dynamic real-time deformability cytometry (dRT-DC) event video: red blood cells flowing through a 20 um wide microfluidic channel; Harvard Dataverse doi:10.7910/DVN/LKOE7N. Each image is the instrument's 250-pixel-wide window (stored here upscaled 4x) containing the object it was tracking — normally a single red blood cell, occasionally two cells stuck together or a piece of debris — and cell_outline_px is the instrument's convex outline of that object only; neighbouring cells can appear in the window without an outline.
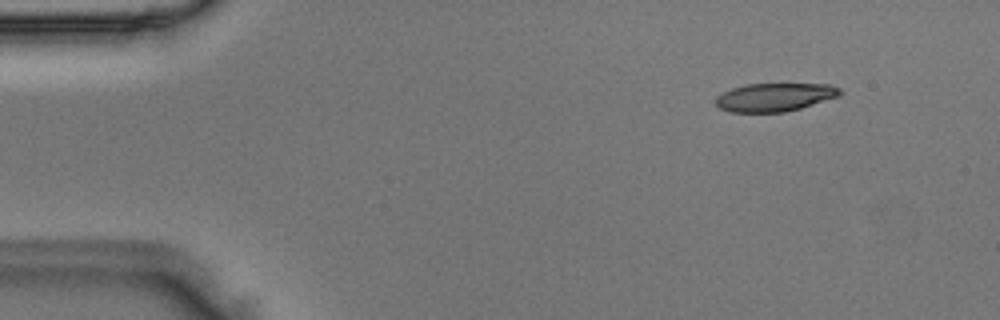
{"species": "Egyptian fruit bat (a non-hibernating species)", "species_latin": "Rousettus aegyptiacus", "temperature_condition": "room temperature", "stored_images_in_passage": 48, "camera_frame_rate_fps": 3000, "um_per_image_px": 0.085, "animal": {"sex": "male"}, "frame": {"image": 1, "passage_image": 3, "time_ms": 0.667, "image_size_px": [1000, 320], "cell_outline_px": [[844, 92], [840, 96], [800, 108], [784, 112], [728, 112], [720, 108], [716, 104], [716, 96], [732, 88], [744, 84], [832, 84], [840, 88]], "centroid_in_image_um": [65.88, 8.25], "position_along_channel_um": 19.1, "area_um2": 20.58}}
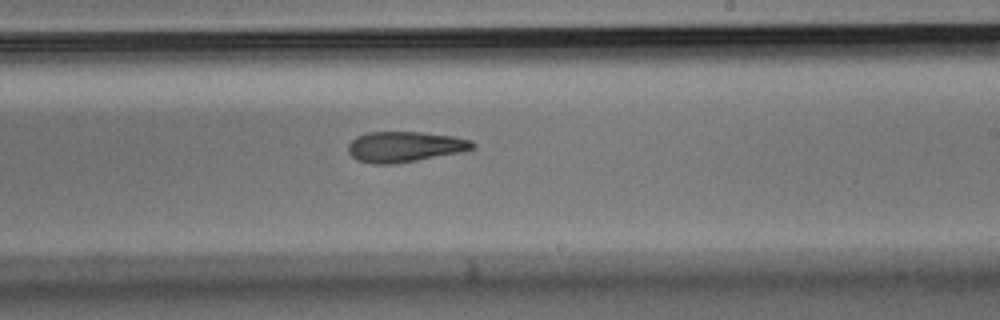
{"frame": {"image": 2, "passage_image": 27, "time_ms": 8.667, "image_size_px": [1000, 320], "cell_outline_px": [[476, 148], [460, 152], [416, 160], [392, 164], [372, 164], [356, 160], [348, 152], [348, 144], [356, 136], [368, 132], [420, 132], [452, 136], [472, 140], [476, 144]], "centroid_in_image_um": [34.39, 12.47], "position_along_channel_um": 254.6, "area_um2": 22.14}}
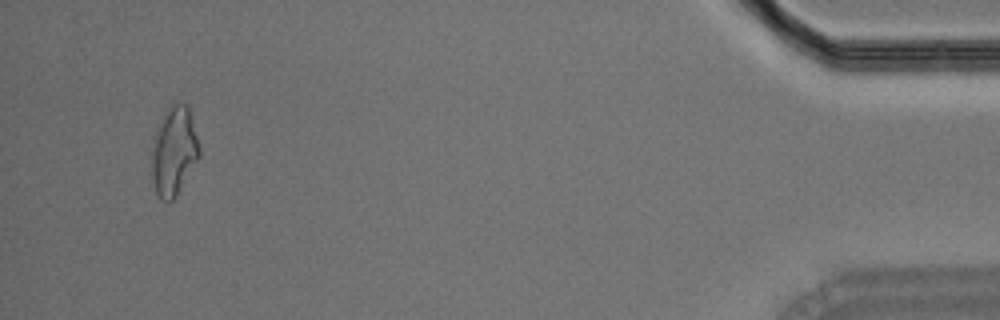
{"frame": {"image": 3, "passage_image": 45, "time_ms": 14.667, "image_size_px": [1000, 320], "cell_outline_px": [[200, 156], [176, 196], [168, 204], [160, 200], [156, 192], [152, 176], [152, 140], [156, 128], [172, 100], [188, 104], [200, 148]], "centroid_in_image_um": [14.78, 12.82], "position_along_channel_um": 420.4, "area_um2": 24.97}}